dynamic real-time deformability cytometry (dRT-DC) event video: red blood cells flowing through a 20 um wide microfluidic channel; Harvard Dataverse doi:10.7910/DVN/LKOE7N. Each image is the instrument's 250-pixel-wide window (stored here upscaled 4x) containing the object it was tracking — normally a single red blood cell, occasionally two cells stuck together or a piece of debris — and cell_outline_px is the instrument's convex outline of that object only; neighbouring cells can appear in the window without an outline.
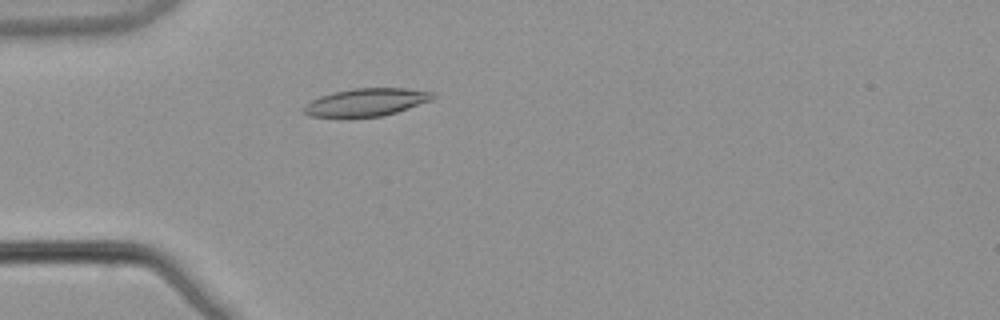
{"species": "common noctule bat (a hibernating species)", "species_latin": "Nyctalus noctula", "temperature_condition": "warm", "stored_images_in_passage": 51, "camera_frame_rate_fps": 3000, "um_per_image_px": 0.085, "animal": {"sex": "male", "body_mass_g": 21.5, "forearm_length_mm": 52.0}, "frame": {"image": 1, "passage_image": 14, "time_ms": 4.333, "image_size_px": [1000, 320], "cell_outline_px": [[436, 96], [432, 100], [384, 116], [348, 120], [308, 116], [300, 108], [304, 104], [320, 96], [332, 92], [352, 88], [404, 88], [432, 92]], "centroid_in_image_um": [31.02, 8.74], "position_along_channel_um": 54.0, "area_um2": 21.79}}
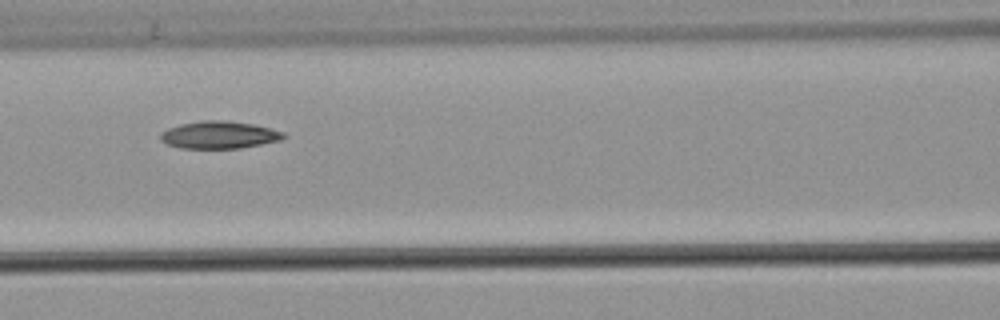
{"frame": {"image": 2, "passage_image": 22, "time_ms": 7.0, "image_size_px": [1000, 320], "cell_outline_px": [[288, 136], [280, 140], [240, 148], [180, 148], [168, 144], [160, 140], [160, 132], [168, 128], [180, 124], [200, 120], [224, 120], [256, 124], [272, 128], [284, 132]], "centroid_in_image_um": [18.64, 11.45], "position_along_channel_um": 148.0, "area_um2": 19.83}}
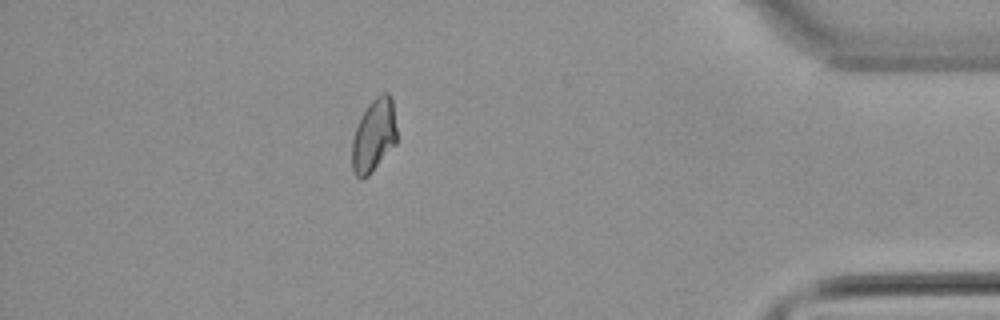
{"frame": {"image": 3, "passage_image": 45, "time_ms": 14.667, "image_size_px": [1000, 320], "cell_outline_px": [[396, 144], [368, 176], [364, 180], [360, 180], [356, 176], [352, 168], [352, 140], [356, 128], [368, 104], [380, 92], [388, 92], [392, 100], [396, 128]], "centroid_in_image_um": [31.77, 11.54], "position_along_channel_um": 403.4, "area_um2": 19.02}, "authors_computed_cell_mechanics": {"area_um2": 19.5942, "velocity_mm_per_s": 3.8813, "shape_relaxation_time_tau1_ms": 9.8496, "shape_relaxation_time_tau2_ms": 6.3302, "deformation_change_tau1": 0.2033, "deformation_change_tau2": 0.1077}}